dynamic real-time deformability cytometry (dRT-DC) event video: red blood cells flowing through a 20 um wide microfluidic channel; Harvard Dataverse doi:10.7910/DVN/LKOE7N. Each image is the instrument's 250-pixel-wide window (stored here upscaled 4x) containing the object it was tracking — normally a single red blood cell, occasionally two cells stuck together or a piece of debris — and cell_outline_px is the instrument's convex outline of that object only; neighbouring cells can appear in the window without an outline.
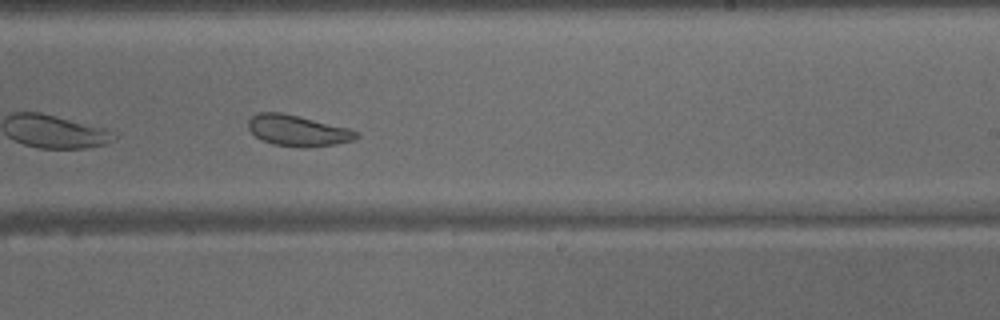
{"species": "common noctule bat (a hibernating species)", "species_latin": "Nyctalus noctula", "temperature_condition": "warm", "stored_images_in_passage": 28, "camera_frame_rate_fps": 3000, "um_per_image_px": 0.085, "animal": {"sex": "male", "body_mass_g": 15.6}, "frame": {"image": 1, "passage_image": 16, "time_ms": 5.0, "image_size_px": [1000, 320], "cell_outline_px": [[360, 136], [352, 140], [336, 144], [272, 144], [260, 140], [248, 128], [248, 120], [256, 112], [280, 112], [348, 128], [360, 132]], "centroid_in_image_um": [25.26, 11.05], "position_along_channel_um": 263.7, "area_um2": 18.55}}